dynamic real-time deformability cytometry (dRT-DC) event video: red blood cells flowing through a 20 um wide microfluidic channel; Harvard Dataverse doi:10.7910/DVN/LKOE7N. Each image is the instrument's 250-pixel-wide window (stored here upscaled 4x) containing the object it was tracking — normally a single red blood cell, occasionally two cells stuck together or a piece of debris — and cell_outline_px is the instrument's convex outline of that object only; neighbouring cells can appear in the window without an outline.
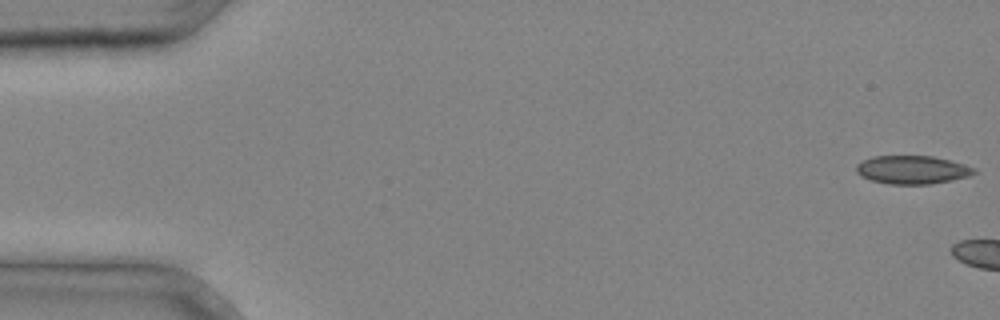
{"species": "common noctule bat (a hibernating species)", "species_latin": "Nyctalus noctula", "temperature_condition": "cold", "stored_images_in_passage": 4, "camera_frame_rate_fps": 3000, "um_per_image_px": 0.085, "animal": {"sex": "male", "body_mass_g": 20.4}, "frame": {"image": 1, "passage_image": 1, "time_ms": 0.0, "image_size_px": [1000, 320], "cell_outline_px": [[976, 172], [968, 176], [928, 184], [888, 184], [872, 180], [860, 176], [856, 172], [856, 164], [872, 156], [932, 156], [964, 164], [976, 168]], "centroid_in_image_um": [77.5, 14.42], "position_along_channel_um": 7.5, "area_um2": 19.25}}